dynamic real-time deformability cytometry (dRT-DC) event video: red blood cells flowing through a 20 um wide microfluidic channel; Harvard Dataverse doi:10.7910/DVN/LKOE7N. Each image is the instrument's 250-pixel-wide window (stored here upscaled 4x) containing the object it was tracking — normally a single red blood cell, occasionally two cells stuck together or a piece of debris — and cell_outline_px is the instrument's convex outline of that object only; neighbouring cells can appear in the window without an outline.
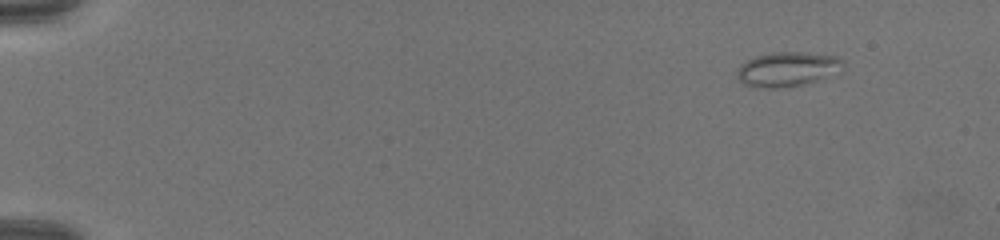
{"species": "common noctule bat (a hibernating species)", "species_latin": "Nyctalus noctula", "temperature_condition": "warm", "stored_images_in_passage": 63, "camera_frame_rate_fps": 3000, "um_per_image_px": 0.085, "animal": {"sex": "female", "body_mass_g": 19.5, "forearm_length_mm": 54.1}, "frame": {"image": 1, "passage_image": 1, "time_ms": 0.0, "image_size_px": [1000, 240], "cell_outline_px": [[844, 68], [816, 80], [804, 84], [780, 88], [760, 88], [744, 84], [736, 76], [736, 72], [740, 64], [756, 56], [772, 52], [808, 52], [836, 56], [844, 64]], "centroid_in_image_um": [66.88, 5.87], "position_along_channel_um": 18.1, "area_um2": 21.21}}
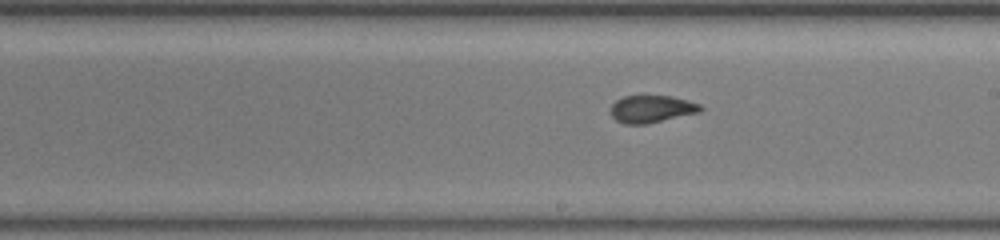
{"frame": {"image": 2, "passage_image": 36, "time_ms": 11.667, "image_size_px": [1000, 240], "cell_outline_px": [[704, 108], [700, 112], [648, 124], [624, 124], [616, 120], [608, 112], [612, 104], [616, 100], [624, 96], [672, 96], [688, 100], [700, 104]], "centroid_in_image_um": [55.37, 9.27], "position_along_channel_um": 233.6, "area_um2": 14.51}}
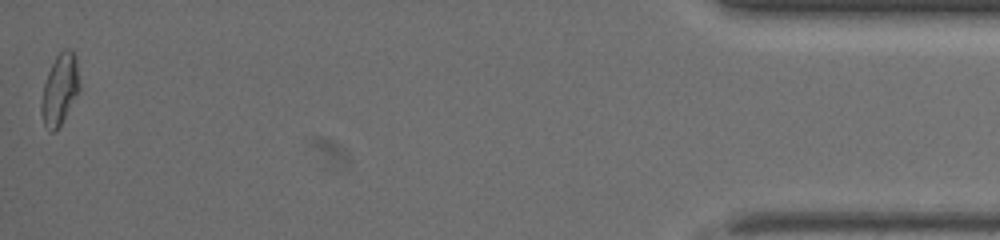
{"frame": {"image": 3, "passage_image": 63, "time_ms": 20.667, "image_size_px": [1000, 240], "cell_outline_px": [[80, 88], [76, 96], [60, 124], [52, 132], [44, 124], [40, 112], [40, 104], [44, 84], [48, 72], [56, 56], [64, 48], [72, 48], [76, 56], [80, 84]], "centroid_in_image_um": [5.08, 7.53], "position_along_channel_um": 430.1, "area_um2": 15.61}}